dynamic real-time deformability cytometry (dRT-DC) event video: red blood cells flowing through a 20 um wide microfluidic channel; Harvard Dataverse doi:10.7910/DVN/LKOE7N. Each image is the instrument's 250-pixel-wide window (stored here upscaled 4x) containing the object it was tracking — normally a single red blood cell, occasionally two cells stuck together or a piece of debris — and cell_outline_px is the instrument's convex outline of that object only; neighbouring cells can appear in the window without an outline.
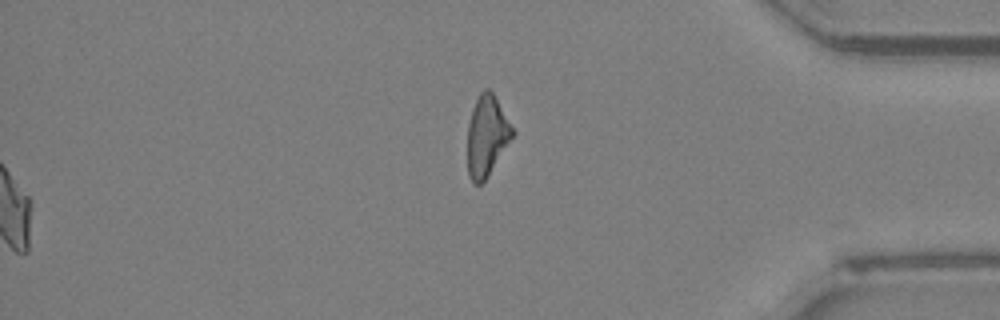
{"species": "Egyptian fruit bat (a non-hibernating species)", "species_latin": "Rousettus aegyptiacus", "temperature_condition": "room temperature", "stored_images_in_passage": 53, "segment_of_instrument_passage": [2, 2], "camera_frame_rate_fps": 3000, "um_per_image_px": 0.085, "animal": {"sex": "female"}, "frame": {"image": 1, "passage_image": 53, "time_ms": 17.333, "image_size_px": [1000, 320], "cell_outline_px": [[516, 132], [484, 180], [480, 184], [472, 184], [468, 176], [468, 124], [472, 108], [480, 92], [484, 88], [488, 88], [492, 92]], "centroid_in_image_um": [41.37, 11.53], "position_along_channel_um": 393.8, "area_um2": 20.87}}